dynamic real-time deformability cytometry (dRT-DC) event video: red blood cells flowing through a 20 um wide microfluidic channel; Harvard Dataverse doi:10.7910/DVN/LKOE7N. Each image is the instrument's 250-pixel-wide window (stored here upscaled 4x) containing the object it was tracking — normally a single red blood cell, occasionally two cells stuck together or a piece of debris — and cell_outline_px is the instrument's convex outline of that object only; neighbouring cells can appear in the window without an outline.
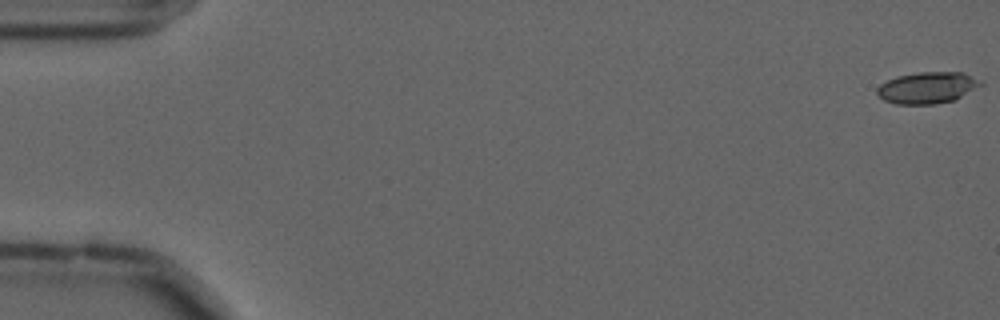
{"species": "common noctule bat (a hibernating species)", "species_latin": "Nyctalus noctula", "temperature_condition": "cold", "stored_images_in_passage": 24, "camera_frame_rate_fps": 3000, "um_per_image_px": 0.085, "animal": {"sex": "male", "forearm_length_mm": 52.5}, "frame": {"image": 1, "passage_image": 1, "time_ms": 0.0, "image_size_px": [1000, 320], "cell_outline_px": [[984, 84], [956, 100], [936, 104], [896, 104], [884, 100], [876, 92], [876, 88], [880, 84], [896, 76], [920, 72], [964, 72], [980, 80]], "centroid_in_image_um": [78.85, 7.46], "position_along_channel_um": 6.1, "area_um2": 19.19}}
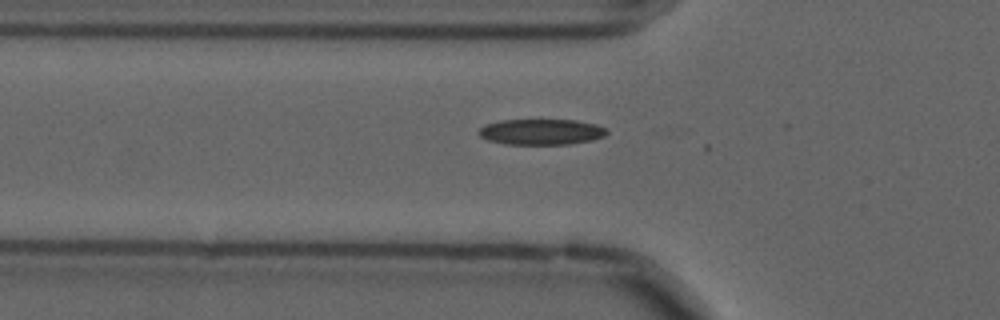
{"frame": {"image": 2, "passage_image": 20, "time_ms": 6.333, "image_size_px": [1000, 320], "cell_outline_px": [[608, 132], [604, 136], [592, 140], [568, 144], [504, 144], [488, 140], [480, 136], [476, 132], [484, 124], [500, 120], [576, 120], [596, 124], [608, 128]], "centroid_in_image_um": [46.0, 11.2], "position_along_channel_um": 79.8, "area_um2": 19.36}}
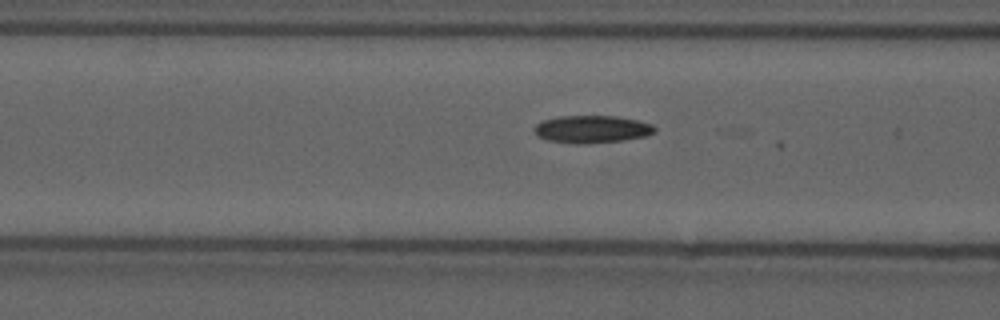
{"frame": {"image": 3, "passage_image": 23, "time_ms": 7.333, "image_size_px": [1000, 320], "cell_outline_px": [[656, 132], [648, 136], [624, 140], [588, 144], [576, 144], [548, 140], [536, 136], [532, 128], [536, 124], [544, 120], [560, 116], [616, 116], [636, 120], [652, 124], [656, 128]], "centroid_in_image_um": [50.31, 10.99], "position_along_channel_um": 116.3, "area_um2": 19.54}}